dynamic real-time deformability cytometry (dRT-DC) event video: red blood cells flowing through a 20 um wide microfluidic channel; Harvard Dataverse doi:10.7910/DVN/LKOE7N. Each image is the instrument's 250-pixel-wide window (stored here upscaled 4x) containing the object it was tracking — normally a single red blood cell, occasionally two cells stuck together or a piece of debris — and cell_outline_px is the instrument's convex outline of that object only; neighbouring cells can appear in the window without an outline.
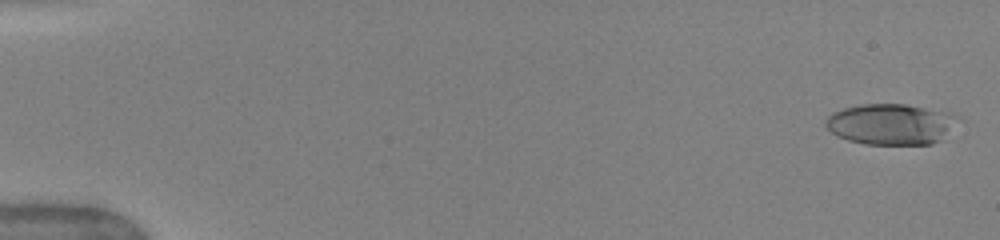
{"species": "human", "species_latin": "Homo sapiens", "temperature_condition": "warm", "stored_images_in_passage": 50, "camera_frame_rate_fps": 3000, "um_per_image_px": 0.085, "donor": {"sex": "female"}, "frame": {"image": 1, "passage_image": 1, "time_ms": 0.0, "image_size_px": [1000, 240], "cell_outline_px": [[964, 120], [940, 140], [932, 144], [864, 144], [848, 140], [836, 136], [824, 124], [824, 120], [832, 112], [844, 108], [860, 104], [904, 104], [948, 112], [960, 116]], "centroid_in_image_um": [75.77, 10.55], "position_along_channel_um": 9.2, "area_um2": 31.96}}
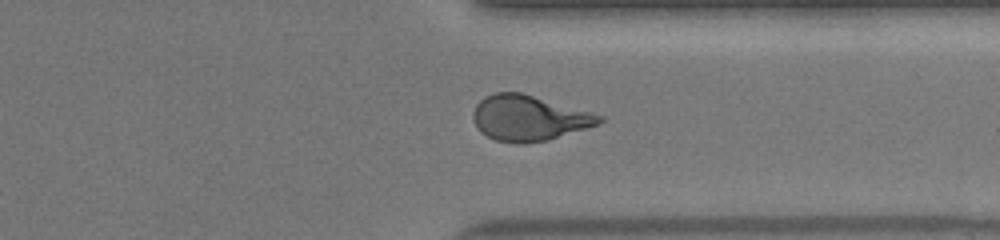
{"frame": {"image": 2, "passage_image": 39, "time_ms": 12.667, "image_size_px": [1000, 240], "cell_outline_px": [[604, 120], [600, 124], [548, 140], [524, 144], [516, 144], [496, 140], [480, 132], [472, 120], [472, 112], [476, 104], [484, 96], [496, 92], [520, 92], [604, 116]], "centroid_in_image_um": [44.92, 10.04], "position_along_channel_um": 366.5, "area_um2": 33.47}}
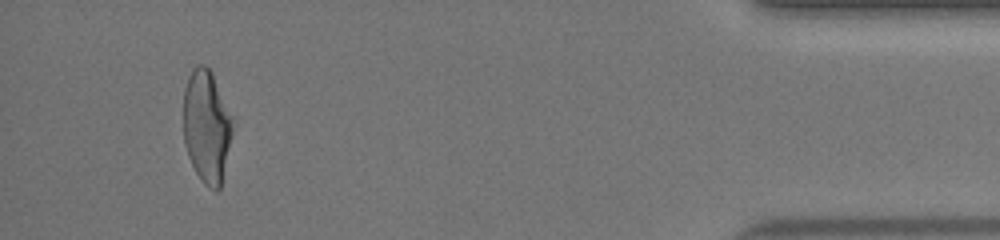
{"frame": {"image": 3, "passage_image": 47, "time_ms": 15.333, "image_size_px": [1000, 240], "cell_outline_px": [[236, 124], [220, 188], [216, 192], [208, 188], [200, 180], [188, 156], [184, 144], [184, 88], [188, 76], [192, 68], [196, 64], [204, 64], [212, 72], [236, 120]], "centroid_in_image_um": [17.61, 10.73], "position_along_channel_um": 417.6, "area_um2": 33.41}, "authors_computed_cell_mechanics": {"area_um2": 33.0905, "velocity_mm_per_s": 4.0929, "shape_relaxation_time_tau1_ms": 4.8116, "shape_relaxation_time_tau2_ms": 1.1388, "deformation_change_tau1": 0.2349, "deformation_change_tau2": 0.0944}}